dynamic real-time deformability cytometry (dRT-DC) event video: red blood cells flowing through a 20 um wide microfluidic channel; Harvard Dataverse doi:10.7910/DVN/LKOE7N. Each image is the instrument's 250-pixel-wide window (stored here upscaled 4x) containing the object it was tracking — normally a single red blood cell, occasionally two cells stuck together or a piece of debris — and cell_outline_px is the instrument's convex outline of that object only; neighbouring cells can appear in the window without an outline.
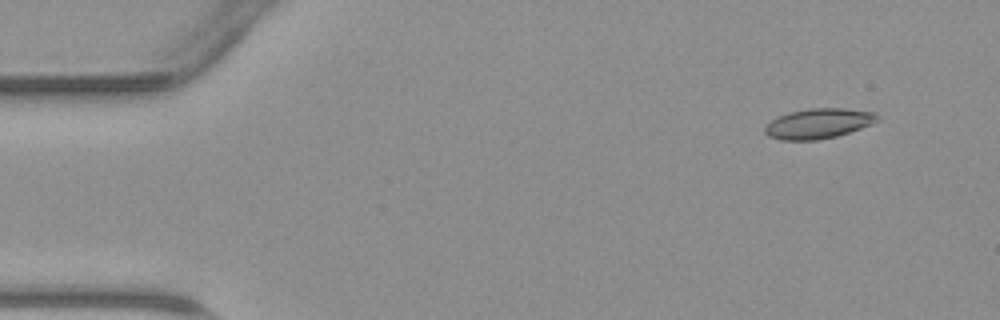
{"species": "common noctule bat (a hibernating species)", "species_latin": "Nyctalus noctula", "temperature_condition": "warm", "stored_images_in_passage": 47, "camera_frame_rate_fps": 3000, "um_per_image_px": 0.085, "animal": {"sex": "male", "body_mass_g": 23.1, "forearm_length_mm": 52.7}, "frame": {"image": 1, "passage_image": 4, "time_ms": 1.0, "image_size_px": [1000, 320], "cell_outline_px": [[880, 120], [872, 124], [836, 136], [816, 140], [780, 140], [768, 136], [764, 132], [764, 124], [776, 116], [788, 112], [808, 108], [844, 108], [876, 112]], "centroid_in_image_um": [69.52, 10.49], "position_along_channel_um": 15.5, "area_um2": 20.0}}
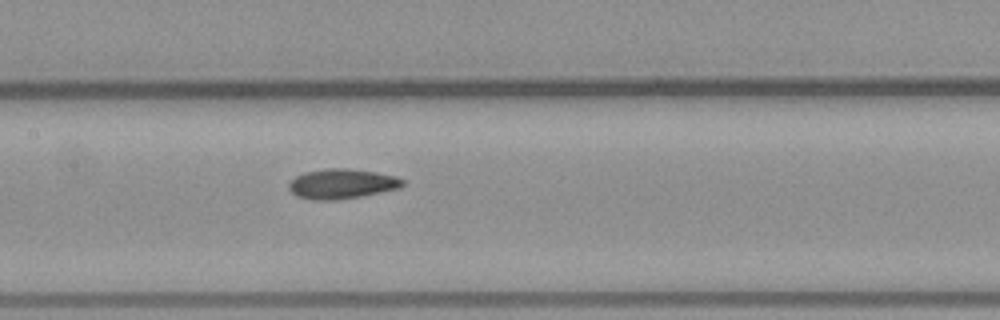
{"frame": {"image": 2, "passage_image": 22, "time_ms": 7.0, "image_size_px": [1000, 320], "cell_outline_px": [[404, 184], [400, 188], [360, 196], [336, 200], [312, 200], [296, 196], [288, 188], [288, 184], [296, 176], [304, 172], [328, 168], [348, 168], [376, 172], [396, 176], [404, 180]], "centroid_in_image_um": [29.04, 15.62], "position_along_channel_um": 178.4, "area_um2": 19.83}}
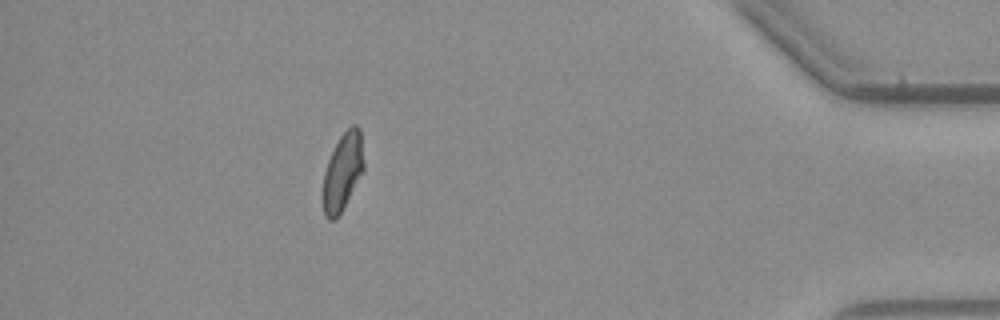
{"frame": {"image": 3, "passage_image": 41, "time_ms": 13.333, "image_size_px": [1000, 320], "cell_outline_px": [[364, 168], [336, 220], [328, 220], [324, 216], [320, 196], [324, 172], [328, 160], [340, 136], [352, 124], [356, 124], [360, 128], [364, 164]], "centroid_in_image_um": [29.07, 14.64], "position_along_channel_um": 406.1, "area_um2": 18.55}}